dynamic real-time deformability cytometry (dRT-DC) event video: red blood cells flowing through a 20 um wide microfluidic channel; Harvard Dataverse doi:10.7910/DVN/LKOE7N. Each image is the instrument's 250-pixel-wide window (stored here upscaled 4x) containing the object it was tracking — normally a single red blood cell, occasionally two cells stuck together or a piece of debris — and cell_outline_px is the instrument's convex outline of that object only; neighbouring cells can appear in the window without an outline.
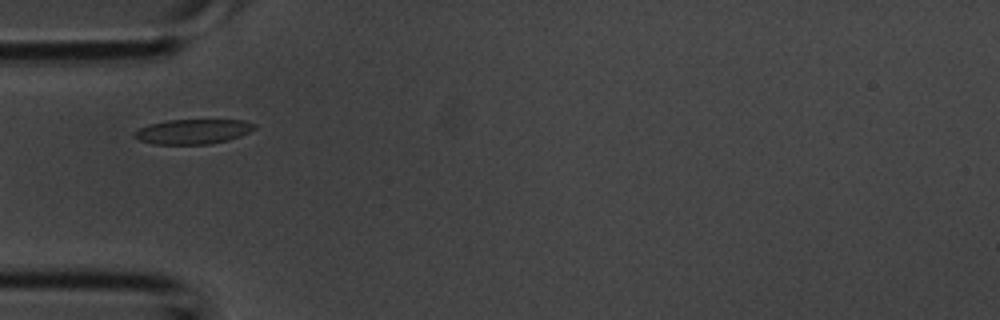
{"species": "common noctule bat (a hibernating species)", "species_latin": "Nyctalus noctula", "temperature_condition": "room temperature", "stored_images_in_passage": 2, "camera_frame_rate_fps": 3000, "um_per_image_px": 0.085, "animal": {"sex": "male", "body_mass_g": 20.1, "forearm_length_mm": 53.5}, "frame": {"image": 1, "passage_image": 1, "time_ms": 0.0, "image_size_px": [1000, 320], "cell_outline_px": [[256, 128], [240, 136], [228, 140], [208, 144], [152, 144], [140, 140], [132, 136], [132, 132], [148, 124], [168, 120], [244, 120], [256, 124]], "centroid_in_image_um": [16.37, 11.18], "position_along_channel_um": 68.6, "area_um2": 17.4}}
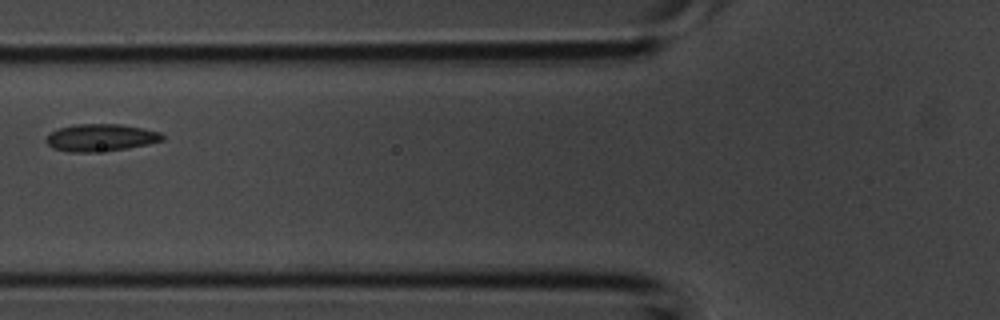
{"frame": {"image": 2, "passage_image": 2, "time_ms": 0.333, "image_size_px": [1000, 320], "cell_outline_px": [[164, 140], [148, 144], [128, 148], [92, 152], [68, 152], [52, 148], [44, 140], [52, 132], [60, 128], [76, 124], [120, 124], [160, 132], [164, 136]], "centroid_in_image_um": [8.55, 11.7], "position_along_channel_um": 117.2, "area_um2": 18.32}}